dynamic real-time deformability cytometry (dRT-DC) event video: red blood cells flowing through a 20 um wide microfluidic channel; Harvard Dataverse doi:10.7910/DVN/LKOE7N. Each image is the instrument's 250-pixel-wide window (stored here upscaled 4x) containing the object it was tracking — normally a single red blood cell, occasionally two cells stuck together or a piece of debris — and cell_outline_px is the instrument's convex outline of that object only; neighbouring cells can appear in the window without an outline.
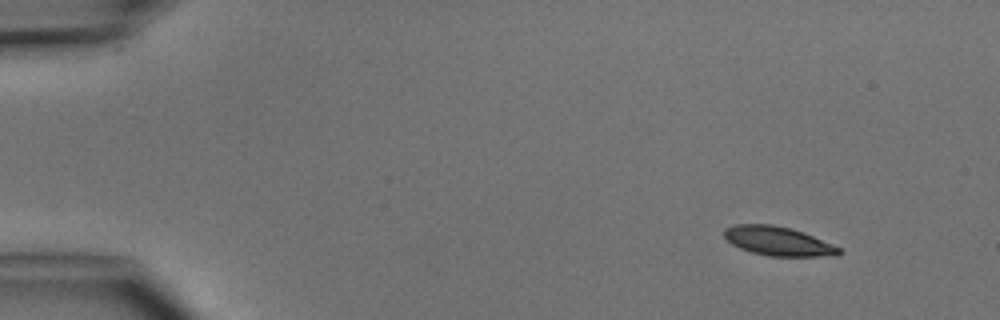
{"species": "common noctule bat (a hibernating species)", "species_latin": "Nyctalus noctula", "temperature_condition": "cold", "stored_images_in_passage": 5, "segment_of_instrument_passage": [1, 2], "camera_frame_rate_fps": 3000, "um_per_image_px": 0.085, "animal": {"sex": "male", "body_mass_g": 15.6}, "frame": {"image": 1, "passage_image": 1, "time_ms": 0.0, "image_size_px": [1000, 320], "cell_outline_px": [[844, 252], [836, 256], [768, 256], [752, 252], [740, 248], [732, 244], [724, 236], [724, 228], [736, 224], [772, 224], [792, 228], [804, 232], [832, 244], [840, 248]], "centroid_in_image_um": [66.16, 20.49], "position_along_channel_um": 18.8, "area_um2": 19.54}}